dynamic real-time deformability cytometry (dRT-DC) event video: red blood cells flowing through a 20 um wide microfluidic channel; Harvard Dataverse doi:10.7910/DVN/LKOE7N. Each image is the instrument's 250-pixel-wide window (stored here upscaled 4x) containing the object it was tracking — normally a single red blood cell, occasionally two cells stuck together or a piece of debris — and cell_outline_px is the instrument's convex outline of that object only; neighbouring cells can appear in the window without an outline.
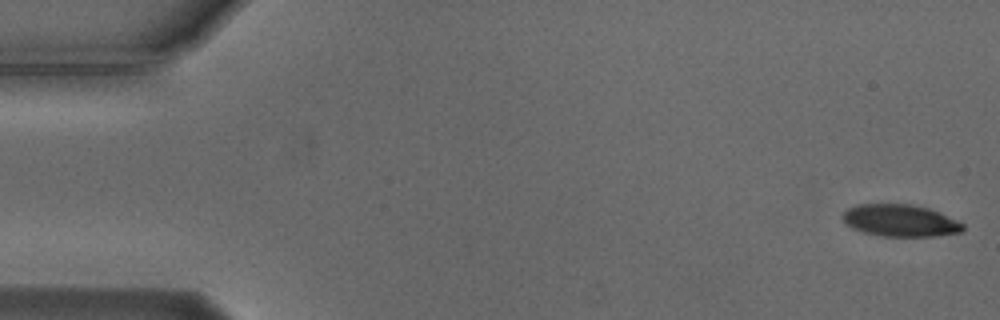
{"species": "Egyptian fruit bat (a non-hibernating species)", "species_latin": "Rousettus aegyptiacus", "temperature_condition": "cold", "stored_images_in_passage": 32, "camera_frame_rate_fps": 3000, "um_per_image_px": 0.085, "animal": {"sex": "male"}, "frame": {"image": 1, "passage_image": 1, "time_ms": 0.0, "image_size_px": [1000, 320], "cell_outline_px": [[964, 232], [936, 236], [880, 236], [864, 232], [852, 228], [840, 216], [848, 208], [856, 204], [912, 204], [928, 208], [940, 212], [964, 224]], "centroid_in_image_um": [76.54, 18.74], "position_along_channel_um": 8.5, "area_um2": 22.54}}
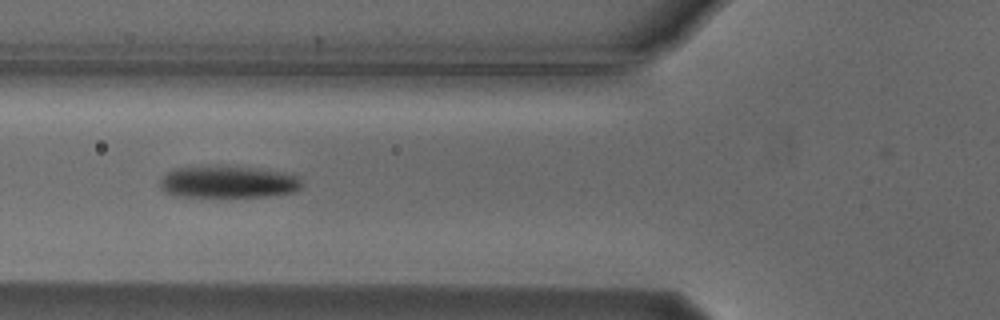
{"frame": {"image": 2, "passage_image": 20, "time_ms": 6.333, "image_size_px": [1000, 320], "cell_outline_px": [[300, 188], [296, 192], [268, 196], [176, 196], [164, 192], [160, 188], [160, 180], [172, 168], [228, 164], [276, 172], [296, 176], [300, 180]], "centroid_in_image_um": [19.31, 15.45], "position_along_channel_um": 106.5, "area_um2": 26.53}}
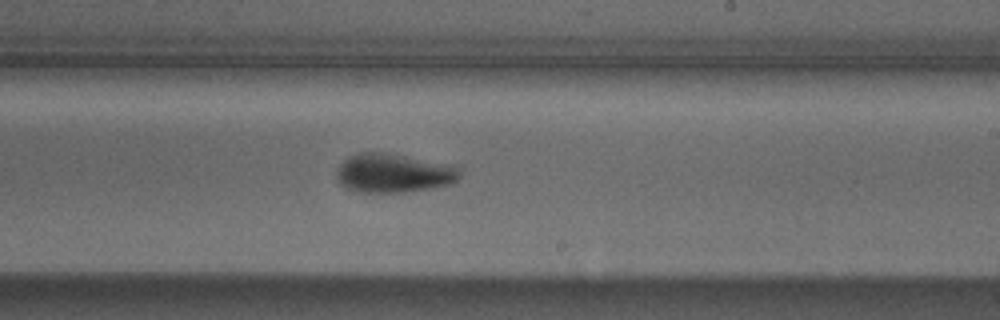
{"frame": {"image": 3, "passage_image": 32, "time_ms": 10.333, "image_size_px": [1000, 320], "cell_outline_px": [[460, 176], [452, 184], [432, 188], [404, 192], [356, 192], [340, 184], [336, 180], [336, 172], [340, 164], [348, 156], [356, 152], [384, 152], [460, 164]], "centroid_in_image_um": [33.5, 14.69], "position_along_channel_um": 255.5, "area_um2": 28.78}}